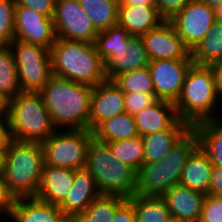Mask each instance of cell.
<instances>
[{
	"instance_id": "6da1fadb",
	"label": "cell",
	"mask_w": 222,
	"mask_h": 222,
	"mask_svg": "<svg viewBox=\"0 0 222 222\" xmlns=\"http://www.w3.org/2000/svg\"><path fill=\"white\" fill-rule=\"evenodd\" d=\"M93 87L52 75L39 91L56 129H89Z\"/></svg>"
},
{
	"instance_id": "7a4b0ae2",
	"label": "cell",
	"mask_w": 222,
	"mask_h": 222,
	"mask_svg": "<svg viewBox=\"0 0 222 222\" xmlns=\"http://www.w3.org/2000/svg\"><path fill=\"white\" fill-rule=\"evenodd\" d=\"M220 101L214 67L193 63L185 76L180 97L174 104L179 120L193 128L198 123L220 119L222 113L216 115V109L222 107Z\"/></svg>"
},
{
	"instance_id": "3957f363",
	"label": "cell",
	"mask_w": 222,
	"mask_h": 222,
	"mask_svg": "<svg viewBox=\"0 0 222 222\" xmlns=\"http://www.w3.org/2000/svg\"><path fill=\"white\" fill-rule=\"evenodd\" d=\"M44 166L41 143L10 140L4 151L5 187L12 199L36 197Z\"/></svg>"
},
{
	"instance_id": "277c9868",
	"label": "cell",
	"mask_w": 222,
	"mask_h": 222,
	"mask_svg": "<svg viewBox=\"0 0 222 222\" xmlns=\"http://www.w3.org/2000/svg\"><path fill=\"white\" fill-rule=\"evenodd\" d=\"M49 51L52 75L91 87L106 80L95 43L56 38Z\"/></svg>"
},
{
	"instance_id": "5b68a950",
	"label": "cell",
	"mask_w": 222,
	"mask_h": 222,
	"mask_svg": "<svg viewBox=\"0 0 222 222\" xmlns=\"http://www.w3.org/2000/svg\"><path fill=\"white\" fill-rule=\"evenodd\" d=\"M198 147V136L191 130L163 159L143 163L136 171L134 194L162 197L166 191L179 184L188 158Z\"/></svg>"
},
{
	"instance_id": "8992f818",
	"label": "cell",
	"mask_w": 222,
	"mask_h": 222,
	"mask_svg": "<svg viewBox=\"0 0 222 222\" xmlns=\"http://www.w3.org/2000/svg\"><path fill=\"white\" fill-rule=\"evenodd\" d=\"M7 120L16 141L42 143L57 130L39 92H20L10 99Z\"/></svg>"
},
{
	"instance_id": "52a82bcc",
	"label": "cell",
	"mask_w": 222,
	"mask_h": 222,
	"mask_svg": "<svg viewBox=\"0 0 222 222\" xmlns=\"http://www.w3.org/2000/svg\"><path fill=\"white\" fill-rule=\"evenodd\" d=\"M85 169L92 175L99 194L132 197L136 186V171L117 160L105 143L91 140Z\"/></svg>"
},
{
	"instance_id": "ba28073f",
	"label": "cell",
	"mask_w": 222,
	"mask_h": 222,
	"mask_svg": "<svg viewBox=\"0 0 222 222\" xmlns=\"http://www.w3.org/2000/svg\"><path fill=\"white\" fill-rule=\"evenodd\" d=\"M92 139L93 133L89 129H57L41 143L44 165L73 170L85 168Z\"/></svg>"
},
{
	"instance_id": "9c48e42d",
	"label": "cell",
	"mask_w": 222,
	"mask_h": 222,
	"mask_svg": "<svg viewBox=\"0 0 222 222\" xmlns=\"http://www.w3.org/2000/svg\"><path fill=\"white\" fill-rule=\"evenodd\" d=\"M13 52L21 92H39L52 76L50 51L42 46L13 40Z\"/></svg>"
},
{
	"instance_id": "30bf717a",
	"label": "cell",
	"mask_w": 222,
	"mask_h": 222,
	"mask_svg": "<svg viewBox=\"0 0 222 222\" xmlns=\"http://www.w3.org/2000/svg\"><path fill=\"white\" fill-rule=\"evenodd\" d=\"M53 23L57 38L94 43L98 35L78 0H56Z\"/></svg>"
},
{
	"instance_id": "8fae6325",
	"label": "cell",
	"mask_w": 222,
	"mask_h": 222,
	"mask_svg": "<svg viewBox=\"0 0 222 222\" xmlns=\"http://www.w3.org/2000/svg\"><path fill=\"white\" fill-rule=\"evenodd\" d=\"M169 22L184 45L192 51L215 22L213 8L197 0H191Z\"/></svg>"
},
{
	"instance_id": "7c38bea8",
	"label": "cell",
	"mask_w": 222,
	"mask_h": 222,
	"mask_svg": "<svg viewBox=\"0 0 222 222\" xmlns=\"http://www.w3.org/2000/svg\"><path fill=\"white\" fill-rule=\"evenodd\" d=\"M192 59H159L149 61L148 68L159 100L176 103Z\"/></svg>"
},
{
	"instance_id": "4fadbf2b",
	"label": "cell",
	"mask_w": 222,
	"mask_h": 222,
	"mask_svg": "<svg viewBox=\"0 0 222 222\" xmlns=\"http://www.w3.org/2000/svg\"><path fill=\"white\" fill-rule=\"evenodd\" d=\"M56 38L53 18H47L24 6L15 7L14 40L50 50Z\"/></svg>"
},
{
	"instance_id": "5bb4252c",
	"label": "cell",
	"mask_w": 222,
	"mask_h": 222,
	"mask_svg": "<svg viewBox=\"0 0 222 222\" xmlns=\"http://www.w3.org/2000/svg\"><path fill=\"white\" fill-rule=\"evenodd\" d=\"M150 61L159 59H192L191 51L184 45L169 21L141 36Z\"/></svg>"
},
{
	"instance_id": "9a60e30c",
	"label": "cell",
	"mask_w": 222,
	"mask_h": 222,
	"mask_svg": "<svg viewBox=\"0 0 222 222\" xmlns=\"http://www.w3.org/2000/svg\"><path fill=\"white\" fill-rule=\"evenodd\" d=\"M125 112L124 95L112 80H105L93 87L89 130L93 131L101 122Z\"/></svg>"
},
{
	"instance_id": "2e32d148",
	"label": "cell",
	"mask_w": 222,
	"mask_h": 222,
	"mask_svg": "<svg viewBox=\"0 0 222 222\" xmlns=\"http://www.w3.org/2000/svg\"><path fill=\"white\" fill-rule=\"evenodd\" d=\"M206 195L177 184L162 198L165 200L171 219L176 222H198Z\"/></svg>"
},
{
	"instance_id": "e0dca14e",
	"label": "cell",
	"mask_w": 222,
	"mask_h": 222,
	"mask_svg": "<svg viewBox=\"0 0 222 222\" xmlns=\"http://www.w3.org/2000/svg\"><path fill=\"white\" fill-rule=\"evenodd\" d=\"M12 222H72L56 205L36 197L14 199L7 216Z\"/></svg>"
},
{
	"instance_id": "ac0fdd59",
	"label": "cell",
	"mask_w": 222,
	"mask_h": 222,
	"mask_svg": "<svg viewBox=\"0 0 222 222\" xmlns=\"http://www.w3.org/2000/svg\"><path fill=\"white\" fill-rule=\"evenodd\" d=\"M149 61L142 38L131 36L104 64L106 79L113 81L120 74L147 67Z\"/></svg>"
},
{
	"instance_id": "d6986e66",
	"label": "cell",
	"mask_w": 222,
	"mask_h": 222,
	"mask_svg": "<svg viewBox=\"0 0 222 222\" xmlns=\"http://www.w3.org/2000/svg\"><path fill=\"white\" fill-rule=\"evenodd\" d=\"M98 195L99 191L92 175L85 168L74 170L73 185L58 207L74 220Z\"/></svg>"
},
{
	"instance_id": "ffe728a7",
	"label": "cell",
	"mask_w": 222,
	"mask_h": 222,
	"mask_svg": "<svg viewBox=\"0 0 222 222\" xmlns=\"http://www.w3.org/2000/svg\"><path fill=\"white\" fill-rule=\"evenodd\" d=\"M191 130L187 123L178 119L168 130L144 135V163L163 159Z\"/></svg>"
},
{
	"instance_id": "44dd1931",
	"label": "cell",
	"mask_w": 222,
	"mask_h": 222,
	"mask_svg": "<svg viewBox=\"0 0 222 222\" xmlns=\"http://www.w3.org/2000/svg\"><path fill=\"white\" fill-rule=\"evenodd\" d=\"M74 170L44 165L36 198L59 206L70 191Z\"/></svg>"
},
{
	"instance_id": "7402d4cb",
	"label": "cell",
	"mask_w": 222,
	"mask_h": 222,
	"mask_svg": "<svg viewBox=\"0 0 222 222\" xmlns=\"http://www.w3.org/2000/svg\"><path fill=\"white\" fill-rule=\"evenodd\" d=\"M165 20L158 14L155 6H134L120 4L117 24L131 36L141 37L157 28Z\"/></svg>"
},
{
	"instance_id": "603a6c76",
	"label": "cell",
	"mask_w": 222,
	"mask_h": 222,
	"mask_svg": "<svg viewBox=\"0 0 222 222\" xmlns=\"http://www.w3.org/2000/svg\"><path fill=\"white\" fill-rule=\"evenodd\" d=\"M178 119L175 105L159 99L134 116L140 137L168 130Z\"/></svg>"
},
{
	"instance_id": "cb8c5ba5",
	"label": "cell",
	"mask_w": 222,
	"mask_h": 222,
	"mask_svg": "<svg viewBox=\"0 0 222 222\" xmlns=\"http://www.w3.org/2000/svg\"><path fill=\"white\" fill-rule=\"evenodd\" d=\"M212 169L213 165L208 155L198 147L188 158L179 184L207 195Z\"/></svg>"
},
{
	"instance_id": "d4e9b609",
	"label": "cell",
	"mask_w": 222,
	"mask_h": 222,
	"mask_svg": "<svg viewBox=\"0 0 222 222\" xmlns=\"http://www.w3.org/2000/svg\"><path fill=\"white\" fill-rule=\"evenodd\" d=\"M93 138L101 143L138 137L134 116L127 112L101 122L93 131Z\"/></svg>"
},
{
	"instance_id": "484cf974",
	"label": "cell",
	"mask_w": 222,
	"mask_h": 222,
	"mask_svg": "<svg viewBox=\"0 0 222 222\" xmlns=\"http://www.w3.org/2000/svg\"><path fill=\"white\" fill-rule=\"evenodd\" d=\"M199 147L208 155L213 166L222 168V118L196 124Z\"/></svg>"
},
{
	"instance_id": "4316f807",
	"label": "cell",
	"mask_w": 222,
	"mask_h": 222,
	"mask_svg": "<svg viewBox=\"0 0 222 222\" xmlns=\"http://www.w3.org/2000/svg\"><path fill=\"white\" fill-rule=\"evenodd\" d=\"M192 62L214 66L222 60V22L215 21L204 38L191 51Z\"/></svg>"
},
{
	"instance_id": "83f0119b",
	"label": "cell",
	"mask_w": 222,
	"mask_h": 222,
	"mask_svg": "<svg viewBox=\"0 0 222 222\" xmlns=\"http://www.w3.org/2000/svg\"><path fill=\"white\" fill-rule=\"evenodd\" d=\"M97 32L105 31L118 22L119 5L114 0H78Z\"/></svg>"
},
{
	"instance_id": "f1b7e54d",
	"label": "cell",
	"mask_w": 222,
	"mask_h": 222,
	"mask_svg": "<svg viewBox=\"0 0 222 222\" xmlns=\"http://www.w3.org/2000/svg\"><path fill=\"white\" fill-rule=\"evenodd\" d=\"M135 211L136 222H171L170 212L162 197L134 194L128 198Z\"/></svg>"
},
{
	"instance_id": "f546056e",
	"label": "cell",
	"mask_w": 222,
	"mask_h": 222,
	"mask_svg": "<svg viewBox=\"0 0 222 222\" xmlns=\"http://www.w3.org/2000/svg\"><path fill=\"white\" fill-rule=\"evenodd\" d=\"M125 200L118 195L99 194L72 222H111L117 208Z\"/></svg>"
},
{
	"instance_id": "4dcf8cb0",
	"label": "cell",
	"mask_w": 222,
	"mask_h": 222,
	"mask_svg": "<svg viewBox=\"0 0 222 222\" xmlns=\"http://www.w3.org/2000/svg\"><path fill=\"white\" fill-rule=\"evenodd\" d=\"M130 38L131 35L118 24L98 32L94 43L103 64L115 55V52L120 50L124 46V42L129 41Z\"/></svg>"
},
{
	"instance_id": "1f68e13d",
	"label": "cell",
	"mask_w": 222,
	"mask_h": 222,
	"mask_svg": "<svg viewBox=\"0 0 222 222\" xmlns=\"http://www.w3.org/2000/svg\"><path fill=\"white\" fill-rule=\"evenodd\" d=\"M113 156L137 171L144 163L142 137L105 143Z\"/></svg>"
},
{
	"instance_id": "d6a6232c",
	"label": "cell",
	"mask_w": 222,
	"mask_h": 222,
	"mask_svg": "<svg viewBox=\"0 0 222 222\" xmlns=\"http://www.w3.org/2000/svg\"><path fill=\"white\" fill-rule=\"evenodd\" d=\"M0 92L9 99L21 92L14 55L10 47H0Z\"/></svg>"
},
{
	"instance_id": "836d02e7",
	"label": "cell",
	"mask_w": 222,
	"mask_h": 222,
	"mask_svg": "<svg viewBox=\"0 0 222 222\" xmlns=\"http://www.w3.org/2000/svg\"><path fill=\"white\" fill-rule=\"evenodd\" d=\"M113 81L123 93H155L148 66L120 74Z\"/></svg>"
},
{
	"instance_id": "e575fe53",
	"label": "cell",
	"mask_w": 222,
	"mask_h": 222,
	"mask_svg": "<svg viewBox=\"0 0 222 222\" xmlns=\"http://www.w3.org/2000/svg\"><path fill=\"white\" fill-rule=\"evenodd\" d=\"M15 0H0V47H9L14 40Z\"/></svg>"
},
{
	"instance_id": "d590c367",
	"label": "cell",
	"mask_w": 222,
	"mask_h": 222,
	"mask_svg": "<svg viewBox=\"0 0 222 222\" xmlns=\"http://www.w3.org/2000/svg\"><path fill=\"white\" fill-rule=\"evenodd\" d=\"M125 102V112L131 116H135L141 110L155 103L158 98L155 93H123Z\"/></svg>"
},
{
	"instance_id": "8d00e7d4",
	"label": "cell",
	"mask_w": 222,
	"mask_h": 222,
	"mask_svg": "<svg viewBox=\"0 0 222 222\" xmlns=\"http://www.w3.org/2000/svg\"><path fill=\"white\" fill-rule=\"evenodd\" d=\"M198 222H222V197L206 195Z\"/></svg>"
},
{
	"instance_id": "74e56055",
	"label": "cell",
	"mask_w": 222,
	"mask_h": 222,
	"mask_svg": "<svg viewBox=\"0 0 222 222\" xmlns=\"http://www.w3.org/2000/svg\"><path fill=\"white\" fill-rule=\"evenodd\" d=\"M191 0H155L158 14L169 21L175 14L181 11Z\"/></svg>"
},
{
	"instance_id": "f35d334b",
	"label": "cell",
	"mask_w": 222,
	"mask_h": 222,
	"mask_svg": "<svg viewBox=\"0 0 222 222\" xmlns=\"http://www.w3.org/2000/svg\"><path fill=\"white\" fill-rule=\"evenodd\" d=\"M56 0H15L16 6H24L42 14L47 18H53Z\"/></svg>"
},
{
	"instance_id": "ab89813d",
	"label": "cell",
	"mask_w": 222,
	"mask_h": 222,
	"mask_svg": "<svg viewBox=\"0 0 222 222\" xmlns=\"http://www.w3.org/2000/svg\"><path fill=\"white\" fill-rule=\"evenodd\" d=\"M111 222H136L135 211L128 199L117 208Z\"/></svg>"
},
{
	"instance_id": "60d3db41",
	"label": "cell",
	"mask_w": 222,
	"mask_h": 222,
	"mask_svg": "<svg viewBox=\"0 0 222 222\" xmlns=\"http://www.w3.org/2000/svg\"><path fill=\"white\" fill-rule=\"evenodd\" d=\"M209 194L222 197V168L213 166L210 177Z\"/></svg>"
},
{
	"instance_id": "b9f144b4",
	"label": "cell",
	"mask_w": 222,
	"mask_h": 222,
	"mask_svg": "<svg viewBox=\"0 0 222 222\" xmlns=\"http://www.w3.org/2000/svg\"><path fill=\"white\" fill-rule=\"evenodd\" d=\"M12 203H13V199L8 194L6 187H5L4 175L0 174V214L2 216L8 215L9 210L12 206Z\"/></svg>"
},
{
	"instance_id": "7bdbcfd3",
	"label": "cell",
	"mask_w": 222,
	"mask_h": 222,
	"mask_svg": "<svg viewBox=\"0 0 222 222\" xmlns=\"http://www.w3.org/2000/svg\"><path fill=\"white\" fill-rule=\"evenodd\" d=\"M10 140L7 117L0 115V151H5Z\"/></svg>"
},
{
	"instance_id": "ee69618b",
	"label": "cell",
	"mask_w": 222,
	"mask_h": 222,
	"mask_svg": "<svg viewBox=\"0 0 222 222\" xmlns=\"http://www.w3.org/2000/svg\"><path fill=\"white\" fill-rule=\"evenodd\" d=\"M10 99L0 92V115L7 117Z\"/></svg>"
},
{
	"instance_id": "f6af8a7d",
	"label": "cell",
	"mask_w": 222,
	"mask_h": 222,
	"mask_svg": "<svg viewBox=\"0 0 222 222\" xmlns=\"http://www.w3.org/2000/svg\"><path fill=\"white\" fill-rule=\"evenodd\" d=\"M213 67L217 76L220 98H222V60L218 61Z\"/></svg>"
},
{
	"instance_id": "bcb514c9",
	"label": "cell",
	"mask_w": 222,
	"mask_h": 222,
	"mask_svg": "<svg viewBox=\"0 0 222 222\" xmlns=\"http://www.w3.org/2000/svg\"><path fill=\"white\" fill-rule=\"evenodd\" d=\"M122 4L134 6H155V0H126Z\"/></svg>"
},
{
	"instance_id": "7dc6e473",
	"label": "cell",
	"mask_w": 222,
	"mask_h": 222,
	"mask_svg": "<svg viewBox=\"0 0 222 222\" xmlns=\"http://www.w3.org/2000/svg\"><path fill=\"white\" fill-rule=\"evenodd\" d=\"M215 21L222 22V2L213 8Z\"/></svg>"
},
{
	"instance_id": "c3c4849f",
	"label": "cell",
	"mask_w": 222,
	"mask_h": 222,
	"mask_svg": "<svg viewBox=\"0 0 222 222\" xmlns=\"http://www.w3.org/2000/svg\"><path fill=\"white\" fill-rule=\"evenodd\" d=\"M197 1L205 3L211 8H214L216 5L222 2V0H197Z\"/></svg>"
},
{
	"instance_id": "681fc988",
	"label": "cell",
	"mask_w": 222,
	"mask_h": 222,
	"mask_svg": "<svg viewBox=\"0 0 222 222\" xmlns=\"http://www.w3.org/2000/svg\"><path fill=\"white\" fill-rule=\"evenodd\" d=\"M4 151H0V174H3Z\"/></svg>"
},
{
	"instance_id": "f907efd6",
	"label": "cell",
	"mask_w": 222,
	"mask_h": 222,
	"mask_svg": "<svg viewBox=\"0 0 222 222\" xmlns=\"http://www.w3.org/2000/svg\"><path fill=\"white\" fill-rule=\"evenodd\" d=\"M118 5L124 3L126 0H114Z\"/></svg>"
}]
</instances>
